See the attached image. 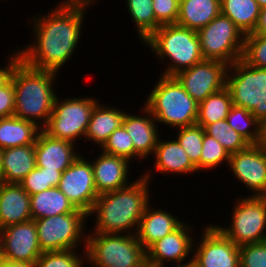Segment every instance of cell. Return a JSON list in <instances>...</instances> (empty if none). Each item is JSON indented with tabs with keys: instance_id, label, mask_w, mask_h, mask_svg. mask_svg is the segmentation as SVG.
Wrapping results in <instances>:
<instances>
[{
	"instance_id": "6da1fadb",
	"label": "cell",
	"mask_w": 266,
	"mask_h": 267,
	"mask_svg": "<svg viewBox=\"0 0 266 267\" xmlns=\"http://www.w3.org/2000/svg\"><path fill=\"white\" fill-rule=\"evenodd\" d=\"M91 2L62 0L46 14L31 18L33 42L17 47L19 58L30 67L59 73L81 42L85 13ZM33 43V44H32Z\"/></svg>"
},
{
	"instance_id": "7a4b0ae2",
	"label": "cell",
	"mask_w": 266,
	"mask_h": 267,
	"mask_svg": "<svg viewBox=\"0 0 266 267\" xmlns=\"http://www.w3.org/2000/svg\"><path fill=\"white\" fill-rule=\"evenodd\" d=\"M128 186L100 194L88 217L96 214V223L91 232L135 235L147 205L151 171L146 170ZM149 173V174H148Z\"/></svg>"
},
{
	"instance_id": "3957f363",
	"label": "cell",
	"mask_w": 266,
	"mask_h": 267,
	"mask_svg": "<svg viewBox=\"0 0 266 267\" xmlns=\"http://www.w3.org/2000/svg\"><path fill=\"white\" fill-rule=\"evenodd\" d=\"M57 74L35 69L19 59L10 76L15 91L14 115L43 128L53 111Z\"/></svg>"
},
{
	"instance_id": "277c9868",
	"label": "cell",
	"mask_w": 266,
	"mask_h": 267,
	"mask_svg": "<svg viewBox=\"0 0 266 267\" xmlns=\"http://www.w3.org/2000/svg\"><path fill=\"white\" fill-rule=\"evenodd\" d=\"M144 43L158 56L156 59L163 62L168 58L160 75L174 76L203 60L197 32L176 24L160 26Z\"/></svg>"
},
{
	"instance_id": "5b68a950",
	"label": "cell",
	"mask_w": 266,
	"mask_h": 267,
	"mask_svg": "<svg viewBox=\"0 0 266 267\" xmlns=\"http://www.w3.org/2000/svg\"><path fill=\"white\" fill-rule=\"evenodd\" d=\"M159 76L157 84L150 90L144 103L157 124L164 123L172 128L195 125L199 104L174 76Z\"/></svg>"
},
{
	"instance_id": "8992f818",
	"label": "cell",
	"mask_w": 266,
	"mask_h": 267,
	"mask_svg": "<svg viewBox=\"0 0 266 267\" xmlns=\"http://www.w3.org/2000/svg\"><path fill=\"white\" fill-rule=\"evenodd\" d=\"M86 262L94 267H146V250L135 235L89 232Z\"/></svg>"
},
{
	"instance_id": "52a82bcc",
	"label": "cell",
	"mask_w": 266,
	"mask_h": 267,
	"mask_svg": "<svg viewBox=\"0 0 266 267\" xmlns=\"http://www.w3.org/2000/svg\"><path fill=\"white\" fill-rule=\"evenodd\" d=\"M226 87L233 105L250 111L266 129V69L235 61L228 68Z\"/></svg>"
},
{
	"instance_id": "ba28073f",
	"label": "cell",
	"mask_w": 266,
	"mask_h": 267,
	"mask_svg": "<svg viewBox=\"0 0 266 267\" xmlns=\"http://www.w3.org/2000/svg\"><path fill=\"white\" fill-rule=\"evenodd\" d=\"M87 218L88 214L77 209L72 213L35 219L42 253L79 249L78 246H82L81 243L86 249L87 234L85 232L87 231H84V228L88 225L86 224Z\"/></svg>"
},
{
	"instance_id": "9c48e42d",
	"label": "cell",
	"mask_w": 266,
	"mask_h": 267,
	"mask_svg": "<svg viewBox=\"0 0 266 267\" xmlns=\"http://www.w3.org/2000/svg\"><path fill=\"white\" fill-rule=\"evenodd\" d=\"M56 95L53 111L42 130L50 137L68 140L77 145L76 140L86 135L90 115L98 99L95 97H67L64 100Z\"/></svg>"
},
{
	"instance_id": "30bf717a",
	"label": "cell",
	"mask_w": 266,
	"mask_h": 267,
	"mask_svg": "<svg viewBox=\"0 0 266 267\" xmlns=\"http://www.w3.org/2000/svg\"><path fill=\"white\" fill-rule=\"evenodd\" d=\"M197 34L203 59L221 61L230 66L242 58L245 34L222 13Z\"/></svg>"
},
{
	"instance_id": "8fae6325",
	"label": "cell",
	"mask_w": 266,
	"mask_h": 267,
	"mask_svg": "<svg viewBox=\"0 0 266 267\" xmlns=\"http://www.w3.org/2000/svg\"><path fill=\"white\" fill-rule=\"evenodd\" d=\"M234 201L230 227L214 225L237 246L266 241V197L245 195Z\"/></svg>"
},
{
	"instance_id": "7c38bea8",
	"label": "cell",
	"mask_w": 266,
	"mask_h": 267,
	"mask_svg": "<svg viewBox=\"0 0 266 267\" xmlns=\"http://www.w3.org/2000/svg\"><path fill=\"white\" fill-rule=\"evenodd\" d=\"M228 68L229 65L224 62L203 59L191 68L178 72L174 77L199 104L210 94L226 87Z\"/></svg>"
},
{
	"instance_id": "4fadbf2b",
	"label": "cell",
	"mask_w": 266,
	"mask_h": 267,
	"mask_svg": "<svg viewBox=\"0 0 266 267\" xmlns=\"http://www.w3.org/2000/svg\"><path fill=\"white\" fill-rule=\"evenodd\" d=\"M206 226L199 244H193L192 262L197 267H240L239 246L214 224Z\"/></svg>"
},
{
	"instance_id": "5bb4252c",
	"label": "cell",
	"mask_w": 266,
	"mask_h": 267,
	"mask_svg": "<svg viewBox=\"0 0 266 267\" xmlns=\"http://www.w3.org/2000/svg\"><path fill=\"white\" fill-rule=\"evenodd\" d=\"M58 188L76 209L89 215L99 196L96 192L91 161L82 155L79 156L62 172Z\"/></svg>"
},
{
	"instance_id": "9a60e30c",
	"label": "cell",
	"mask_w": 266,
	"mask_h": 267,
	"mask_svg": "<svg viewBox=\"0 0 266 267\" xmlns=\"http://www.w3.org/2000/svg\"><path fill=\"white\" fill-rule=\"evenodd\" d=\"M192 230L194 227L183 221L174 231L152 244L146 250L147 266L166 267L168 263L176 266L192 262V258H188L192 256L190 253H193L195 242Z\"/></svg>"
},
{
	"instance_id": "2e32d148",
	"label": "cell",
	"mask_w": 266,
	"mask_h": 267,
	"mask_svg": "<svg viewBox=\"0 0 266 267\" xmlns=\"http://www.w3.org/2000/svg\"><path fill=\"white\" fill-rule=\"evenodd\" d=\"M228 167L254 197H266V149L263 143L230 154Z\"/></svg>"
},
{
	"instance_id": "e0dca14e",
	"label": "cell",
	"mask_w": 266,
	"mask_h": 267,
	"mask_svg": "<svg viewBox=\"0 0 266 267\" xmlns=\"http://www.w3.org/2000/svg\"><path fill=\"white\" fill-rule=\"evenodd\" d=\"M0 245L3 259L27 262L32 266L42 254L33 219L0 229Z\"/></svg>"
},
{
	"instance_id": "ac0fdd59",
	"label": "cell",
	"mask_w": 266,
	"mask_h": 267,
	"mask_svg": "<svg viewBox=\"0 0 266 267\" xmlns=\"http://www.w3.org/2000/svg\"><path fill=\"white\" fill-rule=\"evenodd\" d=\"M75 148V143L50 137L41 130L35 143L36 166L63 172L80 156Z\"/></svg>"
},
{
	"instance_id": "d6986e66",
	"label": "cell",
	"mask_w": 266,
	"mask_h": 267,
	"mask_svg": "<svg viewBox=\"0 0 266 267\" xmlns=\"http://www.w3.org/2000/svg\"><path fill=\"white\" fill-rule=\"evenodd\" d=\"M129 160L109 155L101 151L92 162L94 183L98 195L119 190L133 181H128L130 167Z\"/></svg>"
},
{
	"instance_id": "ffe728a7",
	"label": "cell",
	"mask_w": 266,
	"mask_h": 267,
	"mask_svg": "<svg viewBox=\"0 0 266 267\" xmlns=\"http://www.w3.org/2000/svg\"><path fill=\"white\" fill-rule=\"evenodd\" d=\"M141 109L143 116L125 112L123 126L131 137L135 152L145 160L147 156L154 154L160 135L159 126L157 127V122L151 112L145 106Z\"/></svg>"
},
{
	"instance_id": "44dd1931",
	"label": "cell",
	"mask_w": 266,
	"mask_h": 267,
	"mask_svg": "<svg viewBox=\"0 0 266 267\" xmlns=\"http://www.w3.org/2000/svg\"><path fill=\"white\" fill-rule=\"evenodd\" d=\"M30 220V195L17 183L0 182V229Z\"/></svg>"
},
{
	"instance_id": "7402d4cb",
	"label": "cell",
	"mask_w": 266,
	"mask_h": 267,
	"mask_svg": "<svg viewBox=\"0 0 266 267\" xmlns=\"http://www.w3.org/2000/svg\"><path fill=\"white\" fill-rule=\"evenodd\" d=\"M178 218L163 208L157 209L156 207L154 209L149 203L139 222L136 233L137 240L147 250L156 241L174 231L184 221Z\"/></svg>"
},
{
	"instance_id": "603a6c76",
	"label": "cell",
	"mask_w": 266,
	"mask_h": 267,
	"mask_svg": "<svg viewBox=\"0 0 266 267\" xmlns=\"http://www.w3.org/2000/svg\"><path fill=\"white\" fill-rule=\"evenodd\" d=\"M154 159L152 166L154 170L164 174H194L198 173L196 166L191 162L189 156L176 139L160 140L154 151Z\"/></svg>"
},
{
	"instance_id": "cb8c5ba5",
	"label": "cell",
	"mask_w": 266,
	"mask_h": 267,
	"mask_svg": "<svg viewBox=\"0 0 266 267\" xmlns=\"http://www.w3.org/2000/svg\"><path fill=\"white\" fill-rule=\"evenodd\" d=\"M125 111L118 107L101 105L99 101L93 108L88 129L84 140L93 142L101 147L108 137L117 129L123 126Z\"/></svg>"
},
{
	"instance_id": "d4e9b609",
	"label": "cell",
	"mask_w": 266,
	"mask_h": 267,
	"mask_svg": "<svg viewBox=\"0 0 266 267\" xmlns=\"http://www.w3.org/2000/svg\"><path fill=\"white\" fill-rule=\"evenodd\" d=\"M2 181L17 183L36 167L35 144L2 150Z\"/></svg>"
},
{
	"instance_id": "484cf974",
	"label": "cell",
	"mask_w": 266,
	"mask_h": 267,
	"mask_svg": "<svg viewBox=\"0 0 266 267\" xmlns=\"http://www.w3.org/2000/svg\"><path fill=\"white\" fill-rule=\"evenodd\" d=\"M220 13V0H180L176 25L198 32Z\"/></svg>"
},
{
	"instance_id": "4316f807",
	"label": "cell",
	"mask_w": 266,
	"mask_h": 267,
	"mask_svg": "<svg viewBox=\"0 0 266 267\" xmlns=\"http://www.w3.org/2000/svg\"><path fill=\"white\" fill-rule=\"evenodd\" d=\"M41 130L36 123L15 115L0 118V149L35 144Z\"/></svg>"
},
{
	"instance_id": "83f0119b",
	"label": "cell",
	"mask_w": 266,
	"mask_h": 267,
	"mask_svg": "<svg viewBox=\"0 0 266 267\" xmlns=\"http://www.w3.org/2000/svg\"><path fill=\"white\" fill-rule=\"evenodd\" d=\"M30 205L33 220L77 210L58 187L30 195Z\"/></svg>"
},
{
	"instance_id": "f1b7e54d",
	"label": "cell",
	"mask_w": 266,
	"mask_h": 267,
	"mask_svg": "<svg viewBox=\"0 0 266 267\" xmlns=\"http://www.w3.org/2000/svg\"><path fill=\"white\" fill-rule=\"evenodd\" d=\"M220 4L221 13L230 18L245 35L255 30L261 11L256 0H220Z\"/></svg>"
},
{
	"instance_id": "f546056e",
	"label": "cell",
	"mask_w": 266,
	"mask_h": 267,
	"mask_svg": "<svg viewBox=\"0 0 266 267\" xmlns=\"http://www.w3.org/2000/svg\"><path fill=\"white\" fill-rule=\"evenodd\" d=\"M232 106L230 91L224 87L199 103L196 124L204 129L208 124L225 120Z\"/></svg>"
},
{
	"instance_id": "4dcf8cb0",
	"label": "cell",
	"mask_w": 266,
	"mask_h": 267,
	"mask_svg": "<svg viewBox=\"0 0 266 267\" xmlns=\"http://www.w3.org/2000/svg\"><path fill=\"white\" fill-rule=\"evenodd\" d=\"M226 120L228 125L250 144L263 143L266 137V129L250 111L233 105Z\"/></svg>"
},
{
	"instance_id": "1f68e13d",
	"label": "cell",
	"mask_w": 266,
	"mask_h": 267,
	"mask_svg": "<svg viewBox=\"0 0 266 267\" xmlns=\"http://www.w3.org/2000/svg\"><path fill=\"white\" fill-rule=\"evenodd\" d=\"M127 10L134 21L137 35L145 42L156 31V17L152 0H125Z\"/></svg>"
},
{
	"instance_id": "d6a6232c",
	"label": "cell",
	"mask_w": 266,
	"mask_h": 267,
	"mask_svg": "<svg viewBox=\"0 0 266 267\" xmlns=\"http://www.w3.org/2000/svg\"><path fill=\"white\" fill-rule=\"evenodd\" d=\"M204 131L206 134L216 139L229 152V154L236 153L250 145L244 137L228 125L226 119L208 124L204 128Z\"/></svg>"
},
{
	"instance_id": "836d02e7",
	"label": "cell",
	"mask_w": 266,
	"mask_h": 267,
	"mask_svg": "<svg viewBox=\"0 0 266 267\" xmlns=\"http://www.w3.org/2000/svg\"><path fill=\"white\" fill-rule=\"evenodd\" d=\"M62 172L35 167L23 178L19 185L29 194H37L50 188L58 187Z\"/></svg>"
},
{
	"instance_id": "e575fe53",
	"label": "cell",
	"mask_w": 266,
	"mask_h": 267,
	"mask_svg": "<svg viewBox=\"0 0 266 267\" xmlns=\"http://www.w3.org/2000/svg\"><path fill=\"white\" fill-rule=\"evenodd\" d=\"M176 140L183 147L191 162L200 171L202 154L203 128L197 124L176 129ZM179 130V131H178ZM178 132V133H177Z\"/></svg>"
},
{
	"instance_id": "d590c367",
	"label": "cell",
	"mask_w": 266,
	"mask_h": 267,
	"mask_svg": "<svg viewBox=\"0 0 266 267\" xmlns=\"http://www.w3.org/2000/svg\"><path fill=\"white\" fill-rule=\"evenodd\" d=\"M102 148V149H101ZM101 151L129 160L142 158L135 152L133 142L124 126L117 128L100 147Z\"/></svg>"
},
{
	"instance_id": "8d00e7d4",
	"label": "cell",
	"mask_w": 266,
	"mask_h": 267,
	"mask_svg": "<svg viewBox=\"0 0 266 267\" xmlns=\"http://www.w3.org/2000/svg\"><path fill=\"white\" fill-rule=\"evenodd\" d=\"M229 152L213 137L206 134L203 129L202 154L200 157V170H212L220 167L222 163L229 164Z\"/></svg>"
},
{
	"instance_id": "74e56055",
	"label": "cell",
	"mask_w": 266,
	"mask_h": 267,
	"mask_svg": "<svg viewBox=\"0 0 266 267\" xmlns=\"http://www.w3.org/2000/svg\"><path fill=\"white\" fill-rule=\"evenodd\" d=\"M76 250L78 249L43 252L33 267H84L86 249L83 248L82 256Z\"/></svg>"
},
{
	"instance_id": "f35d334b",
	"label": "cell",
	"mask_w": 266,
	"mask_h": 267,
	"mask_svg": "<svg viewBox=\"0 0 266 267\" xmlns=\"http://www.w3.org/2000/svg\"><path fill=\"white\" fill-rule=\"evenodd\" d=\"M241 59L250 66L266 69V35L246 34Z\"/></svg>"
},
{
	"instance_id": "ab89813d",
	"label": "cell",
	"mask_w": 266,
	"mask_h": 267,
	"mask_svg": "<svg viewBox=\"0 0 266 267\" xmlns=\"http://www.w3.org/2000/svg\"><path fill=\"white\" fill-rule=\"evenodd\" d=\"M240 267H266V241L239 246Z\"/></svg>"
},
{
	"instance_id": "60d3db41",
	"label": "cell",
	"mask_w": 266,
	"mask_h": 267,
	"mask_svg": "<svg viewBox=\"0 0 266 267\" xmlns=\"http://www.w3.org/2000/svg\"><path fill=\"white\" fill-rule=\"evenodd\" d=\"M156 30L162 25L176 24L180 0H152Z\"/></svg>"
},
{
	"instance_id": "b9f144b4",
	"label": "cell",
	"mask_w": 266,
	"mask_h": 267,
	"mask_svg": "<svg viewBox=\"0 0 266 267\" xmlns=\"http://www.w3.org/2000/svg\"><path fill=\"white\" fill-rule=\"evenodd\" d=\"M15 91L13 81L10 78L0 87V118L14 115Z\"/></svg>"
},
{
	"instance_id": "7bdbcfd3",
	"label": "cell",
	"mask_w": 266,
	"mask_h": 267,
	"mask_svg": "<svg viewBox=\"0 0 266 267\" xmlns=\"http://www.w3.org/2000/svg\"><path fill=\"white\" fill-rule=\"evenodd\" d=\"M9 55L10 58H8V64H6L5 67L0 68V87L10 79L13 70V65L20 59L17 53V49L13 53L10 52Z\"/></svg>"
},
{
	"instance_id": "ee69618b",
	"label": "cell",
	"mask_w": 266,
	"mask_h": 267,
	"mask_svg": "<svg viewBox=\"0 0 266 267\" xmlns=\"http://www.w3.org/2000/svg\"><path fill=\"white\" fill-rule=\"evenodd\" d=\"M252 33L266 35V6L261 8L257 25Z\"/></svg>"
},
{
	"instance_id": "f6af8a7d",
	"label": "cell",
	"mask_w": 266,
	"mask_h": 267,
	"mask_svg": "<svg viewBox=\"0 0 266 267\" xmlns=\"http://www.w3.org/2000/svg\"><path fill=\"white\" fill-rule=\"evenodd\" d=\"M0 267H33V266L27 262L10 261L7 259H2Z\"/></svg>"
},
{
	"instance_id": "bcb514c9",
	"label": "cell",
	"mask_w": 266,
	"mask_h": 267,
	"mask_svg": "<svg viewBox=\"0 0 266 267\" xmlns=\"http://www.w3.org/2000/svg\"><path fill=\"white\" fill-rule=\"evenodd\" d=\"M173 267H197L193 262L187 263V264H183V265H176Z\"/></svg>"
},
{
	"instance_id": "7dc6e473",
	"label": "cell",
	"mask_w": 266,
	"mask_h": 267,
	"mask_svg": "<svg viewBox=\"0 0 266 267\" xmlns=\"http://www.w3.org/2000/svg\"><path fill=\"white\" fill-rule=\"evenodd\" d=\"M2 150L0 149V182L2 181Z\"/></svg>"
},
{
	"instance_id": "c3c4849f",
	"label": "cell",
	"mask_w": 266,
	"mask_h": 267,
	"mask_svg": "<svg viewBox=\"0 0 266 267\" xmlns=\"http://www.w3.org/2000/svg\"><path fill=\"white\" fill-rule=\"evenodd\" d=\"M256 1L261 8L266 6V0H256Z\"/></svg>"
},
{
	"instance_id": "681fc988",
	"label": "cell",
	"mask_w": 266,
	"mask_h": 267,
	"mask_svg": "<svg viewBox=\"0 0 266 267\" xmlns=\"http://www.w3.org/2000/svg\"><path fill=\"white\" fill-rule=\"evenodd\" d=\"M73 1H82V2H91V3H94L97 0H73Z\"/></svg>"
},
{
	"instance_id": "f907efd6",
	"label": "cell",
	"mask_w": 266,
	"mask_h": 267,
	"mask_svg": "<svg viewBox=\"0 0 266 267\" xmlns=\"http://www.w3.org/2000/svg\"><path fill=\"white\" fill-rule=\"evenodd\" d=\"M3 257H2V251H1V245H0V263L2 261Z\"/></svg>"
},
{
	"instance_id": "816d5d0a",
	"label": "cell",
	"mask_w": 266,
	"mask_h": 267,
	"mask_svg": "<svg viewBox=\"0 0 266 267\" xmlns=\"http://www.w3.org/2000/svg\"><path fill=\"white\" fill-rule=\"evenodd\" d=\"M263 145H264V147H265V149H266V137H265V139H264V141H263Z\"/></svg>"
}]
</instances>
